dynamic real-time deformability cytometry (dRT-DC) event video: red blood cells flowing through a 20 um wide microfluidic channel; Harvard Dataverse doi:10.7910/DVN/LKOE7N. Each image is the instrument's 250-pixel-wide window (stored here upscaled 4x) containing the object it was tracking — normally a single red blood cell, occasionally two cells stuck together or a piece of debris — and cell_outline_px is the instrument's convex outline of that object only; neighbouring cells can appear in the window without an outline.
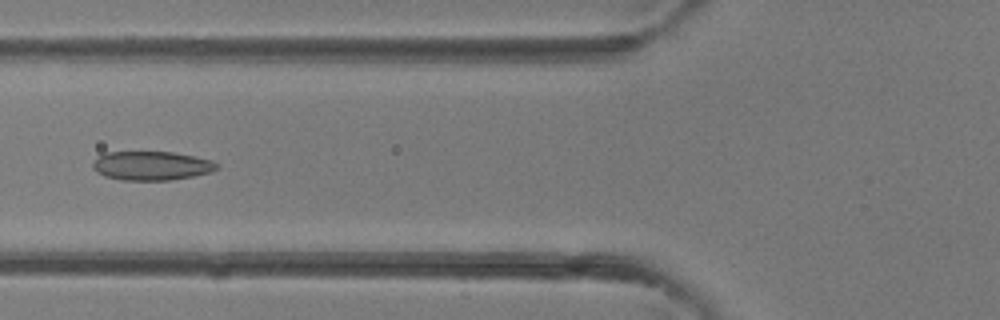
{"species": "common noctule bat (a hibernating species)", "species_latin": "Nyctalus noctula", "temperature_condition": "room temperature", "stored_images_in_passage": 15, "camera_frame_rate_fps": 3000, "um_per_image_px": 0.085, "animal": {"sex": "female"}, "frame": {"image": 1, "passage_image": 3, "time_ms": 0.667, "image_size_px": [1000, 320], "cell_outline_px": [[220, 168], [212, 172], [172, 180], [124, 180], [104, 176], [96, 172], [92, 168], [92, 164], [104, 152], [172, 152], [212, 160], [220, 164]], "centroid_in_image_um": [12.91, 14.09], "position_along_channel_um": 112.9, "area_um2": 20.98}}
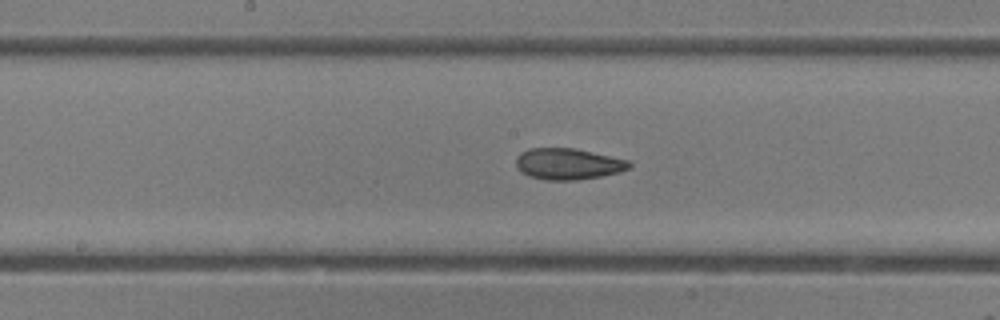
{"frame": {"image": 2, "passage_image": 8, "time_ms": 2.333, "image_size_px": [1000, 320], "cell_outline_px": [[632, 164], [628, 168], [620, 172], [600, 176], [576, 180], [544, 180], [528, 176], [520, 172], [516, 168], [516, 156], [520, 152], [528, 148], [576, 148], [628, 160]], "centroid_in_image_um": [48.23, 13.93], "position_along_channel_um": 200.0, "area_um2": 20.81}}
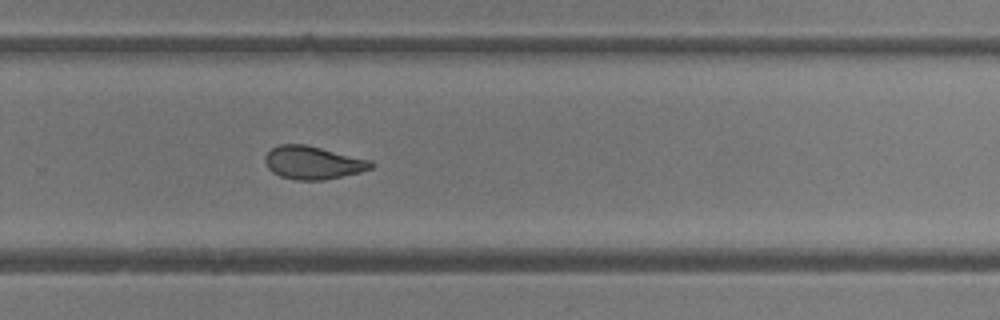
{"frame": {"image": 3, "passage_image": 14, "time_ms": 4.333, "image_size_px": [1000, 320], "cell_outline_px": [[376, 164], [372, 168], [360, 172], [324, 180], [296, 180], [280, 176], [272, 172], [268, 168], [264, 160], [264, 156], [272, 148], [280, 144], [304, 144], [372, 160]], "centroid_in_image_um": [26.61, 13.83], "position_along_channel_um": 303.2, "area_um2": 20.46}}